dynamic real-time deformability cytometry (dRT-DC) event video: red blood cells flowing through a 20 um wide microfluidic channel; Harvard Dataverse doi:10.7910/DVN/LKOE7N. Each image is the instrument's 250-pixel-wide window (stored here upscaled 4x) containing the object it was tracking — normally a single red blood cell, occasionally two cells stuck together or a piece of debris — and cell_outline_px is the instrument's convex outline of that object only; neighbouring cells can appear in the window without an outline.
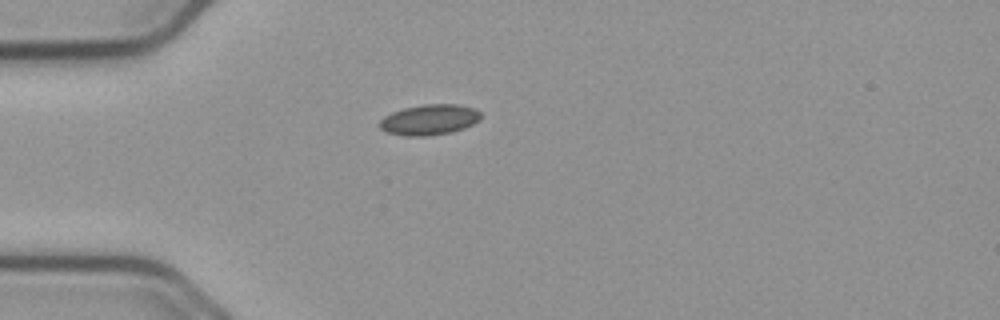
{"species": "common noctule bat (a hibernating species)", "species_latin": "Nyctalus noctula", "temperature_condition": "cold", "stored_images_in_passage": 41, "camera_frame_rate_fps": 3000, "um_per_image_px": 0.085, "animal": {"sex": "male", "body_mass_g": 23.1, "forearm_length_mm": 52.7}, "frame": {"image": 1, "passage_image": 1, "time_ms": 0.0, "image_size_px": [1000, 320], "cell_outline_px": [[480, 120], [464, 128], [452, 132], [424, 136], [404, 136], [388, 132], [380, 128], [380, 120], [384, 116], [392, 112], [404, 108], [424, 104], [456, 104], [476, 108], [480, 112]], "centroid_in_image_um": [36.51, 10.17], "position_along_channel_um": 48.5, "area_um2": 17.98}}
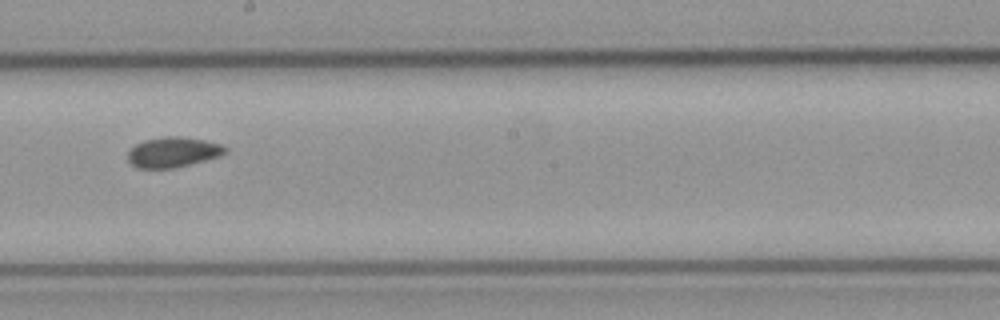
{"frame": {"image": 2, "passage_image": 17, "time_ms": 5.333, "image_size_px": [1000, 320], "cell_outline_px": [[228, 148], [220, 156], [172, 168], [136, 168], [128, 160], [128, 152], [136, 144], [144, 140], [164, 136], [180, 136], [204, 140], [220, 144]], "centroid_in_image_um": [14.68, 12.92], "position_along_channel_um": 233.5, "area_um2": 16.94}}
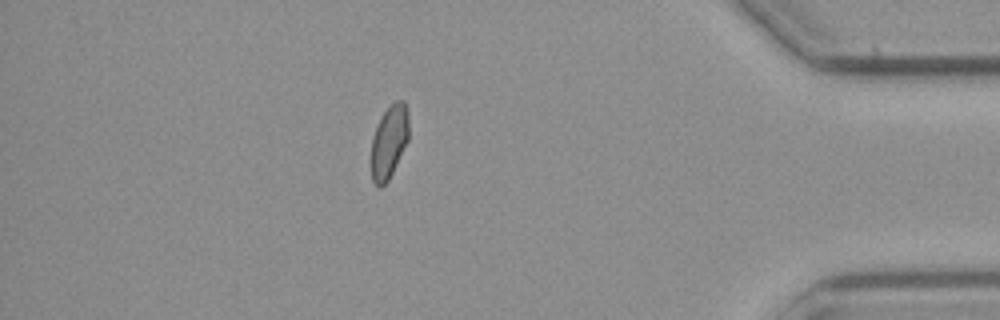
{"frame": {"image": 3, "passage_image": 34, "time_ms": 11.0, "image_size_px": [1000, 320], "cell_outline_px": [[408, 140], [388, 180], [380, 188], [372, 180], [372, 136], [384, 112], [396, 100], [404, 100], [408, 108]], "centroid_in_image_um": [33.09, 12.02], "position_along_channel_um": 402.1, "area_um2": 15.66}, "authors_computed_cell_mechanics": {"area_um2": 16.8198, "velocity_mm_per_s": 3.7228, "shape_relaxation_time_tau1_ms": null, "shape_relaxation_time_tau2_ms": 4.6549, "deformation_change_tau1": null, "deformation_change_tau2": 0.0704}}